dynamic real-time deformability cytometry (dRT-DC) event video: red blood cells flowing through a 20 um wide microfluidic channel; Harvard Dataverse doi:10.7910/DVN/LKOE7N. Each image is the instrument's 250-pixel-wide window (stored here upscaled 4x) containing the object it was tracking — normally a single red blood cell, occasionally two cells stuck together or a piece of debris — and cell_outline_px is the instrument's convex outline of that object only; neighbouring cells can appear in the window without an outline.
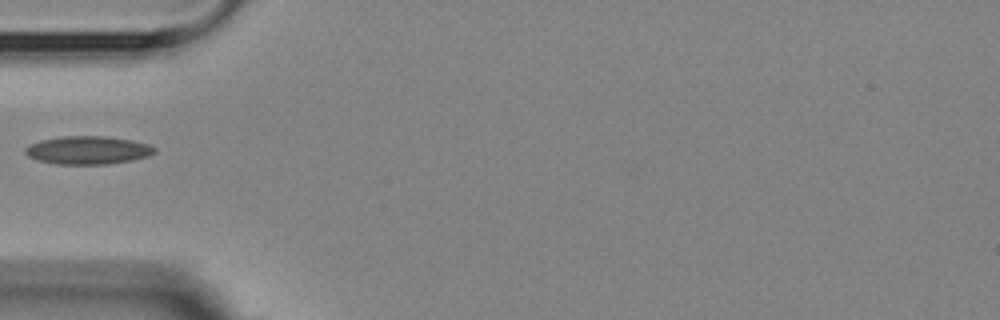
{"species": "Egyptian fruit bat (a non-hibernating species)", "species_latin": "Rousettus aegyptiacus", "temperature_condition": "room temperature", "stored_images_in_passage": 2, "camera_frame_rate_fps": 3000, "um_per_image_px": 0.085, "animal": {"sex": "female"}, "frame": {"image": 1, "passage_image": 1, "time_ms": 0.0, "image_size_px": [1000, 320], "cell_outline_px": [[156, 152], [148, 156], [132, 160], [108, 164], [56, 164], [36, 160], [28, 156], [24, 152], [24, 148], [28, 144], [40, 140], [60, 136], [104, 136], [132, 140], [148, 144], [156, 148]], "centroid_in_image_um": [7.43, 12.76], "position_along_channel_um": 77.6, "area_um2": 21.39}}
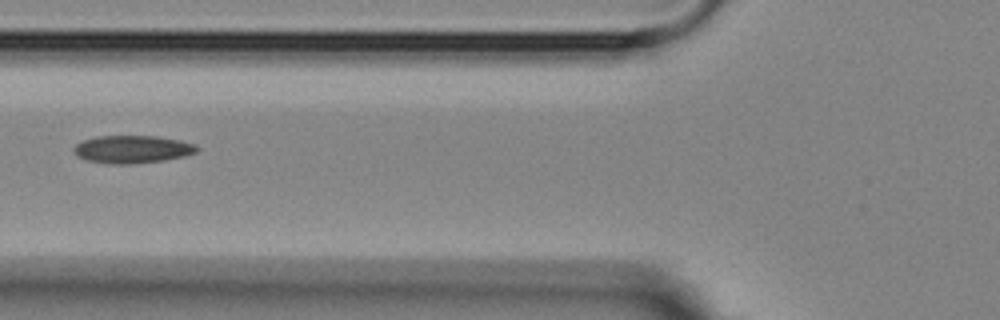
{"frame": {"image": 2, "passage_image": 2, "time_ms": 1.0, "image_size_px": [1000, 320], "cell_outline_px": [[200, 148], [196, 152], [184, 156], [164, 160], [132, 164], [108, 164], [84, 160], [76, 156], [72, 148], [76, 144], [84, 140], [96, 136], [156, 136], [180, 140], [196, 144]], "centroid_in_image_um": [11.23, 12.69], "position_along_channel_um": 114.6, "area_um2": 20.11}}